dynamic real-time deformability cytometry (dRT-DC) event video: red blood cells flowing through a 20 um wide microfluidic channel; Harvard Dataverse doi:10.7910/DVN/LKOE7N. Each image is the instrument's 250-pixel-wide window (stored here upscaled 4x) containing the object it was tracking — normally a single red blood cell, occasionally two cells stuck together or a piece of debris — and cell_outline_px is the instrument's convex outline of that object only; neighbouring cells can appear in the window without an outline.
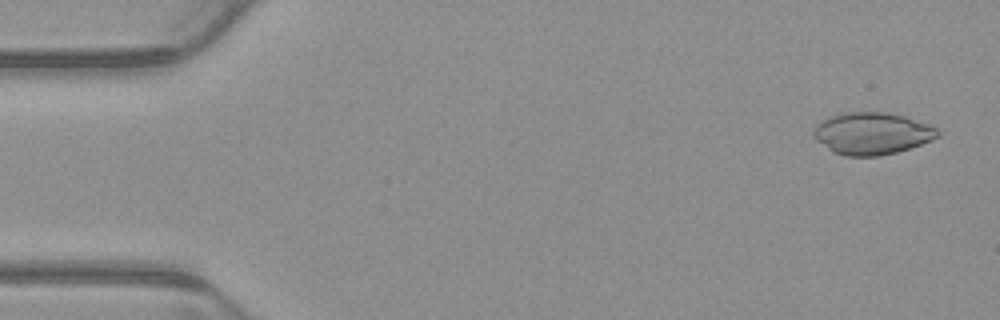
{"species": "common noctule bat (a hibernating species)", "species_latin": "Nyctalus noctula", "temperature_condition": "warm", "stored_images_in_passage": 5, "segment_of_instrument_passage": [1, 2], "camera_frame_rate_fps": 3000, "um_per_image_px": 0.085, "animal": {"sex": "male", "body_mass_g": 23.1, "forearm_length_mm": 52.7}, "frame": {"image": 1, "passage_image": 1, "time_ms": 0.0, "image_size_px": [1000, 320], "cell_outline_px": [[940, 136], [932, 140], [896, 152], [880, 156], [848, 156], [832, 152], [816, 140], [812, 136], [812, 132], [816, 124], [832, 116], [844, 112], [888, 112], [904, 116], [928, 124], [936, 128], [940, 132]], "centroid_in_image_um": [74.1, 11.34], "position_along_channel_um": 10.9, "area_um2": 30.4}}